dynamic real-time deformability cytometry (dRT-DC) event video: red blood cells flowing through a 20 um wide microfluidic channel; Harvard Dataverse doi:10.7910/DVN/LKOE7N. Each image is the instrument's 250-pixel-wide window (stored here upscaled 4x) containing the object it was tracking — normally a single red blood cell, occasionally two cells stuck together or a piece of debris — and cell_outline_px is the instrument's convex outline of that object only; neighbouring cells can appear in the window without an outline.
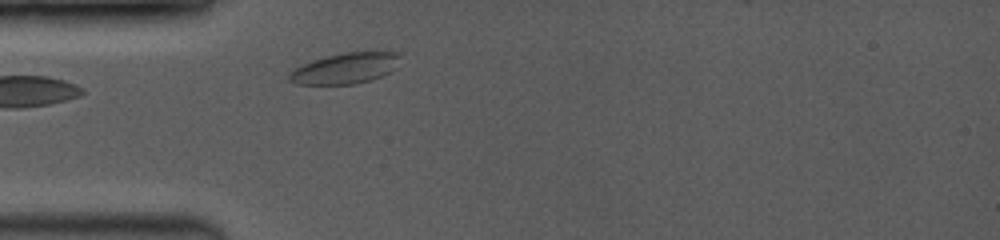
{"species": "common noctule bat (a hibernating species)", "species_latin": "Nyctalus noctula", "temperature_condition": "room temperature", "stored_images_in_passage": 2, "camera_frame_rate_fps": 3500, "um_per_image_px": 0.085, "animal": {"sex": "female", "body_mass_g": 19.0, "forearm_length_mm": 53.3}, "frame": {"image": 1, "passage_image": 2, "time_ms": 0.857, "image_size_px": [1000, 240], "cell_outline_px": [[400, 56], [388, 72], [380, 76], [368, 80], [352, 84], [296, 84], [288, 80], [288, 72], [312, 60], [324, 56], [344, 52], [372, 48], [396, 52]], "centroid_in_image_um": [29.32, 5.75], "position_along_channel_um": 55.7, "area_um2": 20.17}}